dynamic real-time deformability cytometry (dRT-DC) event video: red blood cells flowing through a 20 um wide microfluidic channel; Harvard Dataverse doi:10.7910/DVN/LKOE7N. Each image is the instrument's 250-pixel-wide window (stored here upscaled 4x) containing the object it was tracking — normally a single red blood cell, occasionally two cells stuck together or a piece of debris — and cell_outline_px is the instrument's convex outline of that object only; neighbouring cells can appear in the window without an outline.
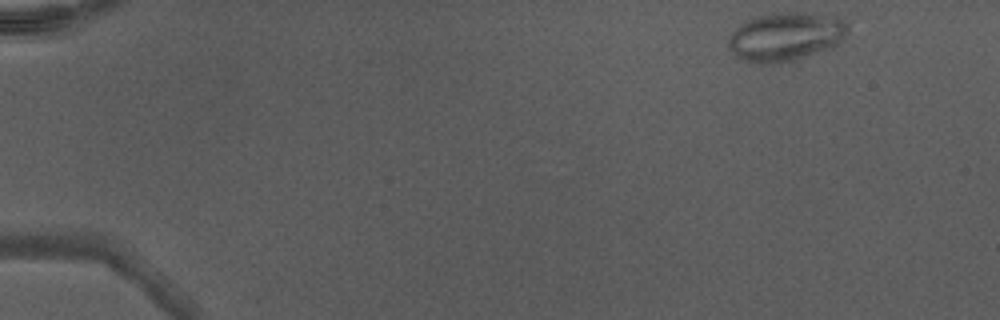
{"species": "Egyptian fruit bat (a non-hibernating species)", "species_latin": "Rousettus aegyptiacus", "temperature_condition": "warm", "stored_images_in_passage": 12, "camera_frame_rate_fps": 3000, "um_per_image_px": 0.085, "animal": {"sex": "male"}, "frame": {"image": 1, "passage_image": 1, "time_ms": 0.0, "image_size_px": [1000, 320], "cell_outline_px": [[852, 20], [848, 32], [832, 48], [776, 64], [764, 64], [744, 60], [732, 52], [728, 48], [728, 36], [740, 24], [756, 16], [776, 12], [804, 12], [836, 16]], "centroid_in_image_um": [66.83, 3.08], "position_along_channel_um": 18.2, "area_um2": 34.16}}